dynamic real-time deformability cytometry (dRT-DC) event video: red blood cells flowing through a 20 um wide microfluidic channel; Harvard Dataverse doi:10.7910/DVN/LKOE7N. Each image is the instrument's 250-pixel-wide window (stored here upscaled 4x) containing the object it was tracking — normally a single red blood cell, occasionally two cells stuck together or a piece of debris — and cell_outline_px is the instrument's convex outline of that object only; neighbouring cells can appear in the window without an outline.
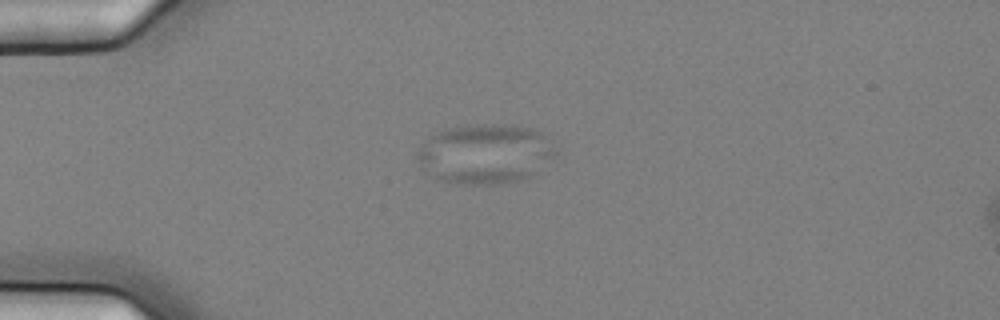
{"species": "common noctule bat (a hibernating species)", "species_latin": "Nyctalus noctula", "temperature_condition": "cold", "stored_images_in_passage": 3, "camera_frame_rate_fps": 3000, "um_per_image_px": 0.085, "animal": {"sex": "female", "body_mass_g": 25.1}, "frame": {"image": 1, "passage_image": 3, "time_ms": 0.667, "image_size_px": [1000, 320], "cell_outline_px": [[556, 152], [532, 176], [520, 180], [500, 184], [460, 184], [436, 180], [424, 168], [416, 156], [416, 152], [420, 144], [432, 132], [444, 128], [468, 124], [504, 124], [532, 128], [544, 132]], "centroid_in_image_um": [41.18, 13.05], "position_along_channel_um": 43.8, "area_um2": 48.67}}